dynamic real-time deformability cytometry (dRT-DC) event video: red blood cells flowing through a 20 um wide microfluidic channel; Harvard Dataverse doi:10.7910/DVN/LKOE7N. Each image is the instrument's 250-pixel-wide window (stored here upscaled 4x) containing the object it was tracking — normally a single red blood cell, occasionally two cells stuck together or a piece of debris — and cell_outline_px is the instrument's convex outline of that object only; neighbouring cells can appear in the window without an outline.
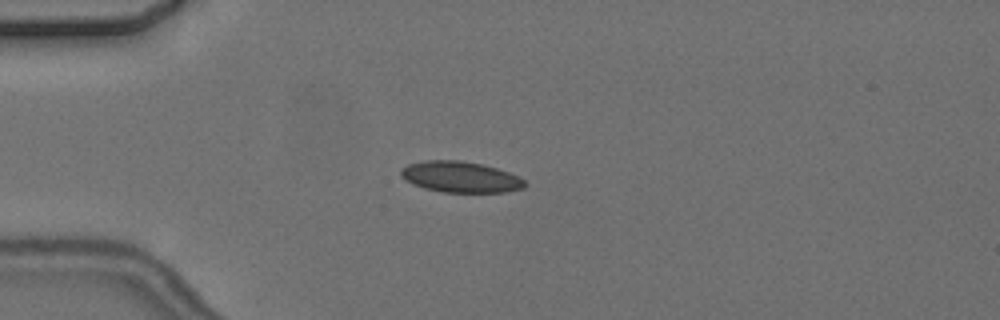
{"species": "common noctule bat (a hibernating species)", "species_latin": "Nyctalus noctula", "temperature_condition": "cold", "stored_images_in_passage": 6, "camera_frame_rate_fps": 3000, "um_per_image_px": 0.085, "animal": {"sex": "female", "body_mass_g": 24.6, "forearm_length_mm": 56.2}, "frame": {"image": 1, "passage_image": 2, "time_ms": 1.333, "image_size_px": [1000, 320], "cell_outline_px": [[528, 184], [524, 188], [504, 192], [444, 192], [424, 188], [400, 176], [400, 168], [408, 164], [424, 160], [460, 160], [484, 164], [520, 176]], "centroid_in_image_um": [39.17, 15.03], "position_along_channel_um": 45.8, "area_um2": 22.43}}
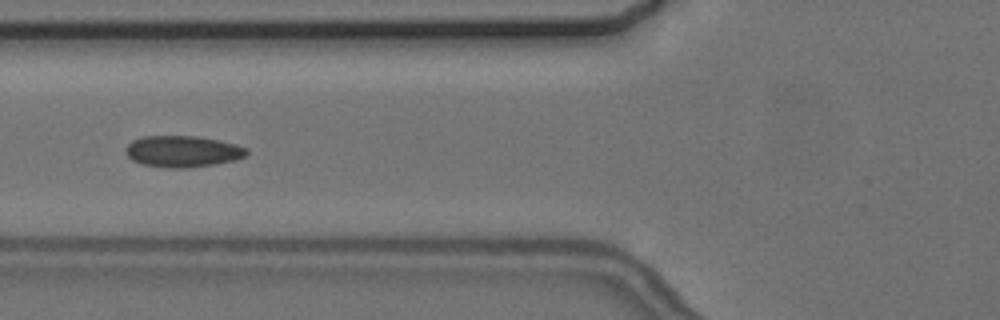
{"frame": {"image": 2, "passage_image": 4, "time_ms": 3.667, "image_size_px": [1000, 320], "cell_outline_px": [[248, 152], [244, 156], [236, 160], [188, 168], [168, 168], [144, 164], [132, 160], [128, 156], [128, 144], [132, 140], [144, 136], [196, 136], [220, 140], [236, 144], [248, 148]], "centroid_in_image_um": [15.57, 12.86], "position_along_channel_um": 110.2, "area_um2": 21.96}}
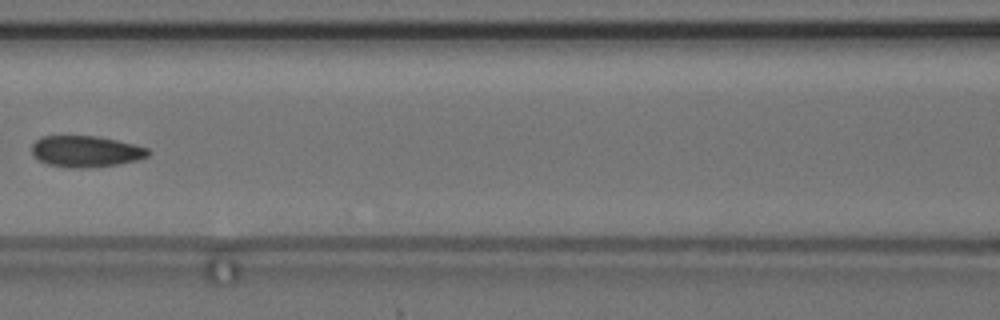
{"frame": {"image": 3, "passage_image": 5, "time_ms": 5.0, "image_size_px": [1000, 320], "cell_outline_px": [[152, 152], [148, 156], [136, 160], [116, 164], [84, 168], [72, 168], [48, 164], [40, 160], [32, 152], [32, 144], [40, 136], [96, 136], [116, 140], [148, 148]], "centroid_in_image_um": [7.3, 12.86], "position_along_channel_um": 159.3, "area_um2": 20.98}}